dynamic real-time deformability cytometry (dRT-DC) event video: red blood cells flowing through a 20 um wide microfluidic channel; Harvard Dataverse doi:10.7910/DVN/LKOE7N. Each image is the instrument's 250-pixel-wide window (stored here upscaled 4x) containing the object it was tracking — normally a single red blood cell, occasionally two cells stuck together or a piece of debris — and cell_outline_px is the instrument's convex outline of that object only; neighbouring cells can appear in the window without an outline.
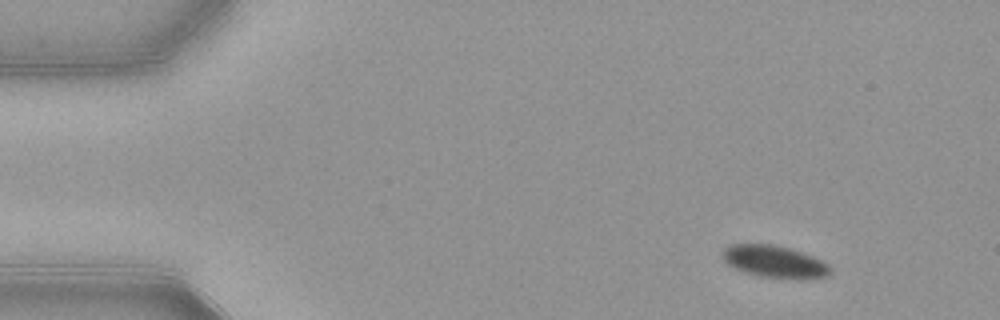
{"species": "common noctule bat (a hibernating species)", "species_latin": "Nyctalus noctula", "temperature_condition": "warm", "stored_images_in_passage": 53, "camera_frame_rate_fps": 3000, "um_per_image_px": 0.085, "animal": {"sex": "female", "body_mass_g": 21.9}, "frame": {"image": 1, "passage_image": 6, "time_ms": 1.667, "image_size_px": [1000, 320], "cell_outline_px": [[832, 272], [828, 276], [804, 280], [760, 276], [744, 272], [728, 264], [720, 256], [724, 248], [728, 244], [772, 244], [788, 248], [812, 256], [828, 264], [832, 268]], "centroid_in_image_um": [65.84, 22.25], "position_along_channel_um": 19.2, "area_um2": 20.35}}
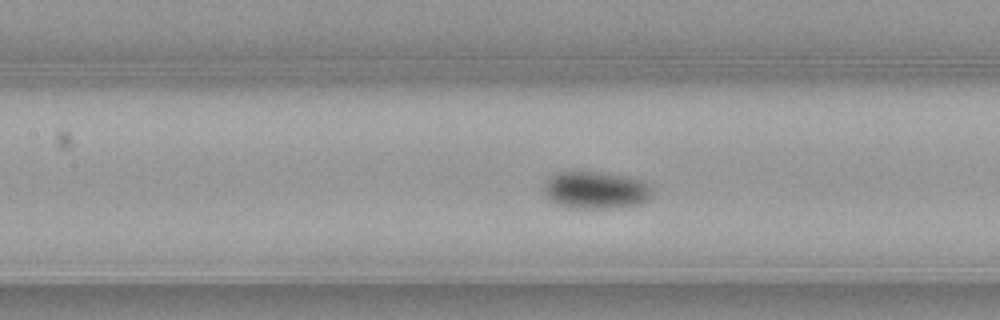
{"frame": {"image": 2, "passage_image": 24, "time_ms": 7.667, "image_size_px": [1000, 320], "cell_outline_px": [[652, 196], [648, 200], [640, 204], [620, 208], [572, 208], [560, 204], [552, 200], [540, 188], [544, 180], [548, 176], [556, 172], [604, 172], [628, 176], [640, 180], [652, 188]], "centroid_in_image_um": [50.62, 16.15], "position_along_channel_um": 156.8, "area_um2": 23.93}}
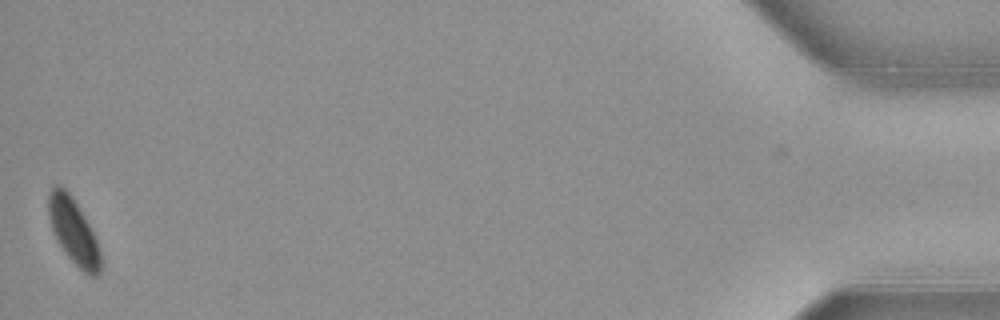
{"frame": {"image": 3, "passage_image": 53, "time_ms": 17.333, "image_size_px": [1000, 320], "cell_outline_px": [[100, 272], [96, 276], [88, 276], [64, 252], [52, 228], [48, 212], [48, 192], [56, 184], [64, 188], [72, 196], [84, 216], [96, 240], [100, 252]], "centroid_in_image_um": [6.24, 19.64], "position_along_channel_um": 429.0, "area_um2": 19.36}, "authors_computed_cell_mechanics": {"area_um2": 21.9062, "velocity_mm_per_s": 3.8542, "shape_relaxation_time_tau1_ms": 2.5677, "shape_relaxation_time_tau2_ms": null, "deformation_change_tau1": 0.076, "deformation_change_tau2": null}}